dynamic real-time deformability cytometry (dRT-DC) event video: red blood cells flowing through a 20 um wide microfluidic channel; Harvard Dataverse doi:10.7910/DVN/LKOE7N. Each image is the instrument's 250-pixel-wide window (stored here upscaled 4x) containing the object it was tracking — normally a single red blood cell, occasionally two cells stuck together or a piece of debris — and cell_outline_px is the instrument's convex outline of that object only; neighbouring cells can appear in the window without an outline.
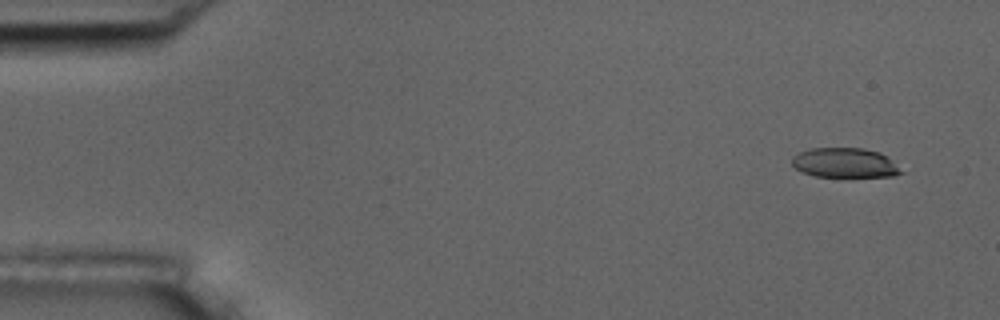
{"species": "common noctule bat (a hibernating species)", "species_latin": "Nyctalus noctula", "temperature_condition": "room temperature", "stored_images_in_passage": 10, "camera_frame_rate_fps": 3000, "um_per_image_px": 0.085, "animal": {"sex": "male", "body_mass_g": 17.5, "forearm_length_mm": 52.3}, "frame": {"image": 1, "passage_image": 1, "time_ms": 0.0, "image_size_px": [1000, 320], "cell_outline_px": [[904, 172], [892, 176], [816, 176], [800, 172], [792, 164], [792, 156], [808, 148], [864, 148], [880, 152], [888, 156]], "centroid_in_image_um": [71.8, 13.82], "position_along_channel_um": 13.2, "area_um2": 18.9}}
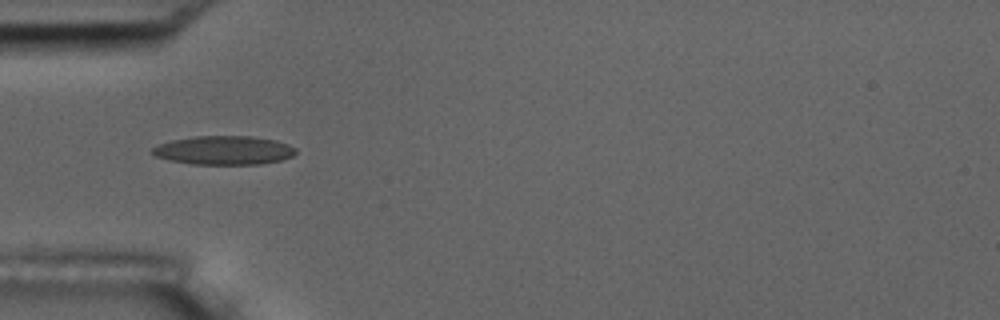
{"frame": {"image": 2, "passage_image": 5, "time_ms": 4.667, "image_size_px": [1000, 320], "cell_outline_px": [[296, 152], [292, 156], [280, 160], [260, 164], [196, 164], [168, 160], [156, 156], [148, 152], [152, 148], [160, 144], [172, 140], [192, 136], [252, 136], [276, 140], [288, 144], [296, 148]], "centroid_in_image_um": [19.02, 12.77], "position_along_channel_um": 66.0, "area_um2": 24.1}}
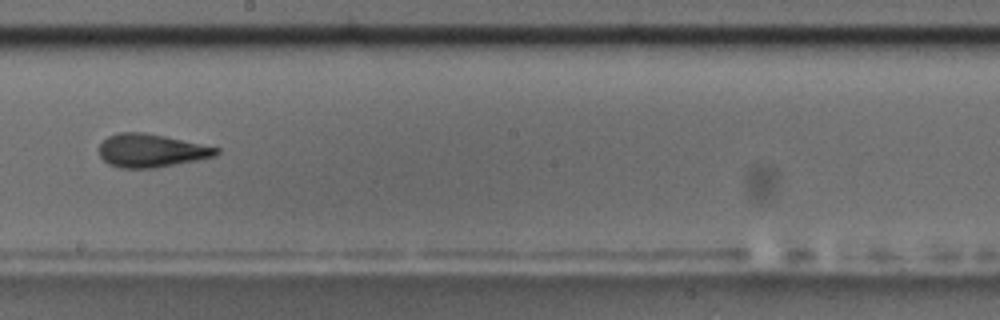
{"frame": {"image": 3, "passage_image": 9, "time_ms": 9.333, "image_size_px": [1000, 320], "cell_outline_px": [[220, 152], [216, 156], [156, 168], [120, 168], [108, 164], [100, 156], [96, 148], [108, 136], [120, 132], [144, 132], [164, 136], [220, 148]], "centroid_in_image_um": [12.82, 12.8], "position_along_channel_um": 235.4, "area_um2": 22.77}}